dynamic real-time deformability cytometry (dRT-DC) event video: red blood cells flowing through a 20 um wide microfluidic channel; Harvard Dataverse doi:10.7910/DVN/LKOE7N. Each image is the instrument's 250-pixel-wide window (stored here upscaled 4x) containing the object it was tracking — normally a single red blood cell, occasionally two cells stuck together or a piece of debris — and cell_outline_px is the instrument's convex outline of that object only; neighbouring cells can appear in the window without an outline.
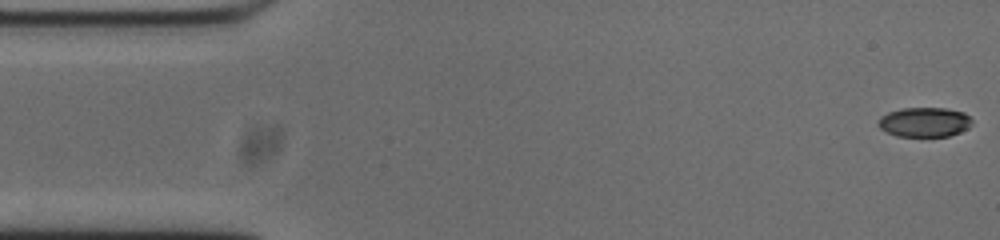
{"species": "common noctule bat (a hibernating species)", "species_latin": "Nyctalus noctula", "temperature_condition": "cold", "stored_images_in_passage": 54, "camera_frame_rate_fps": 3000, "um_per_image_px": 0.085, "animal": {"sex": "male", "body_mass_g": 20.0, "forearm_length_mm": 53.3}, "frame": {"image": 1, "passage_image": 1, "time_ms": 0.0, "image_size_px": [1000, 240], "cell_outline_px": [[972, 124], [968, 128], [960, 132], [948, 136], [896, 136], [880, 128], [876, 124], [880, 116], [888, 112], [900, 108], [944, 108], [964, 112], [972, 120]], "centroid_in_image_um": [78.56, 10.37], "position_along_channel_um": 6.4, "area_um2": 16.24}}
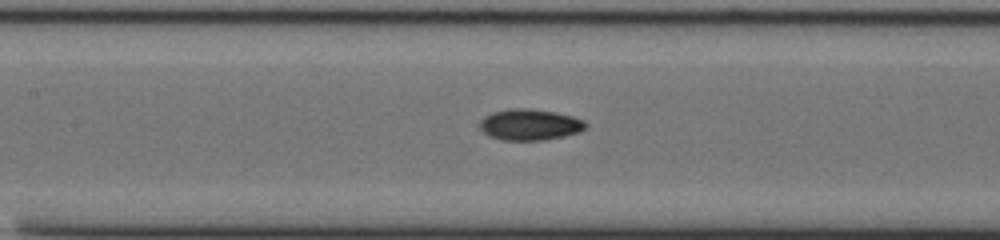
{"frame": {"image": 2, "passage_image": 23, "time_ms": 7.333, "image_size_px": [1000, 240], "cell_outline_px": [[588, 124], [580, 132], [564, 136], [544, 140], [500, 140], [488, 136], [480, 128], [480, 120], [484, 116], [492, 112], [508, 108], [528, 108], [556, 112], [572, 116], [584, 120]], "centroid_in_image_um": [45.02, 10.59], "position_along_channel_um": 162.4, "area_um2": 19.42}}
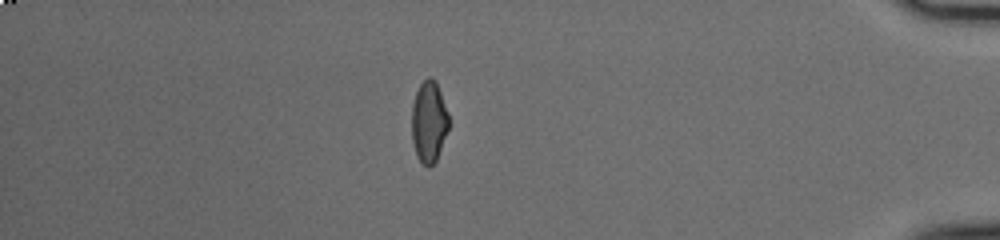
{"frame": {"image": 3, "passage_image": 46, "time_ms": 15.0, "image_size_px": [1000, 240], "cell_outline_px": [[448, 128], [436, 160], [428, 168], [416, 156], [412, 140], [412, 104], [416, 92], [420, 84], [428, 76], [432, 76], [436, 80], [448, 112]], "centroid_in_image_um": [36.45, 10.31], "position_along_channel_um": 398.8, "area_um2": 17.51}, "authors_computed_cell_mechanics": {"area_um2": 18.0625, "velocity_mm_per_s": 3.7354, "shape_relaxation_time_tau1_ms": null, "shape_relaxation_time_tau2_ms": 2.2348, "deformation_change_tau1": null, "deformation_change_tau2": 0.0563}}